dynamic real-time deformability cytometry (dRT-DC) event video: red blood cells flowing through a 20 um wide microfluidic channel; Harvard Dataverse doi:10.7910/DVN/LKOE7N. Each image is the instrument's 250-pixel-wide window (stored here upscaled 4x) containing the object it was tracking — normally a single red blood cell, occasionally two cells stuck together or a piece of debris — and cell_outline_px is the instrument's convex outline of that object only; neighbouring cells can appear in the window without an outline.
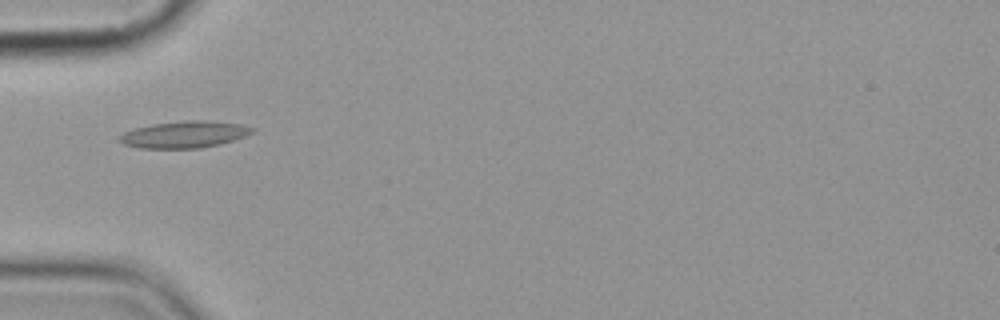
{"species": "common noctule bat (a hibernating species)", "species_latin": "Nyctalus noctula", "temperature_condition": "cold", "stored_images_in_passage": 15, "camera_frame_rate_fps": 3000, "um_per_image_px": 0.085, "animal": {"sex": "female", "body_mass_g": 19.9}, "frame": {"image": 1, "passage_image": 5, "time_ms": 5.667, "image_size_px": [1000, 320], "cell_outline_px": [[256, 128], [252, 132], [244, 136], [232, 140], [200, 148], [140, 148], [124, 144], [116, 140], [124, 132], [136, 128], [152, 124], [184, 120], [208, 120], [240, 124]], "centroid_in_image_um": [15.64, 11.42], "position_along_channel_um": 69.4, "area_um2": 20.52}}
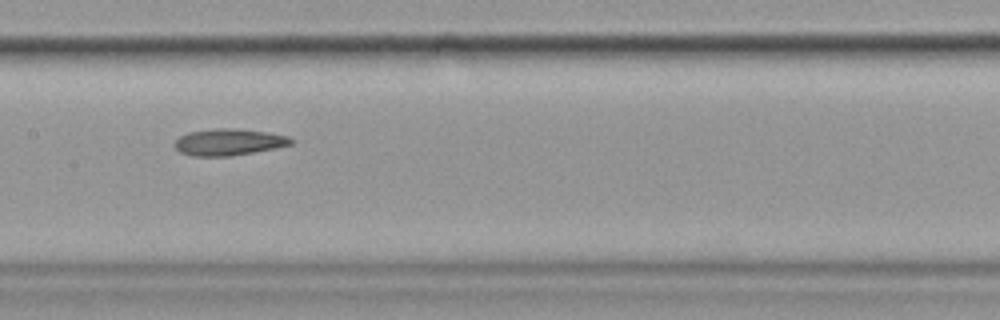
{"frame": {"image": 2, "passage_image": 8, "time_ms": 9.0, "image_size_px": [1000, 320], "cell_outline_px": [[296, 140], [292, 144], [276, 148], [232, 156], [192, 156], [180, 152], [172, 144], [180, 136], [188, 132], [216, 128], [232, 128], [268, 132], [288, 136]], "centroid_in_image_um": [19.46, 12.08], "position_along_channel_um": 187.9, "area_um2": 18.21}}
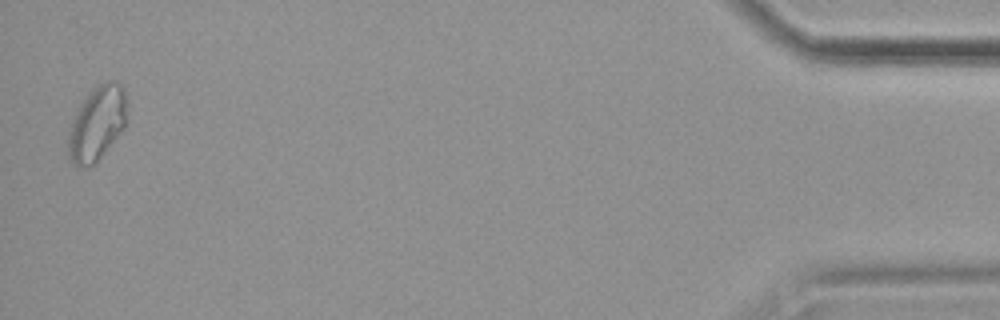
{"frame": {"image": 3, "passage_image": 15, "time_ms": 18.0, "image_size_px": [1000, 320], "cell_outline_px": [[128, 104], [124, 128], [92, 168], [80, 168], [72, 164], [68, 160], [68, 128], [80, 104], [88, 92], [92, 88], [104, 80], [116, 80], [124, 88], [128, 100]], "centroid_in_image_um": [8.24, 10.49], "position_along_channel_um": 427.0, "area_um2": 26.3}, "authors_computed_cell_mechanics": {"area_um2": 18.7272, "velocity_mm_per_s": 3.5751, "shape_relaxation_time_tau1_ms": null, "shape_relaxation_time_tau2_ms": 5.7247, "deformation_change_tau1": null, "deformation_change_tau2": 0.1278}}